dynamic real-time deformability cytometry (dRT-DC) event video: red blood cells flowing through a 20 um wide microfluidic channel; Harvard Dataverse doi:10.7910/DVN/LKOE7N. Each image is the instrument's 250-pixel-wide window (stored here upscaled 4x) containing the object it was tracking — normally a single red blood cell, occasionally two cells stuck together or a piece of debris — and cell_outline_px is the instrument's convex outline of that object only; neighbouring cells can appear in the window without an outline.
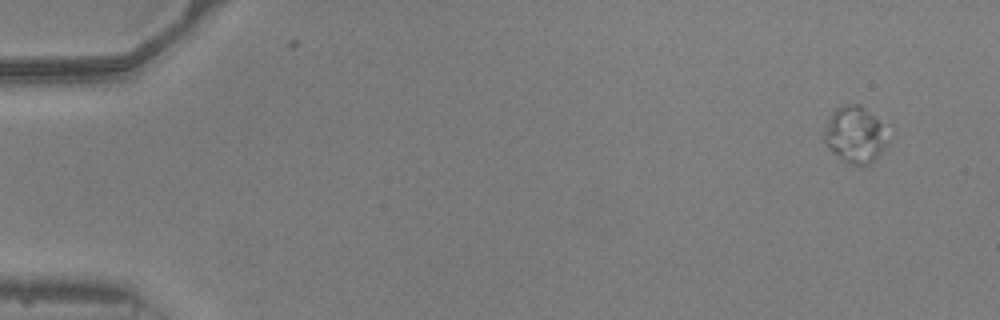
{"species": "common noctule bat (a hibernating species)", "species_latin": "Nyctalus noctula", "temperature_condition": "warm", "stored_images_in_passage": 18, "camera_frame_rate_fps": 3000, "um_per_image_px": 0.085, "animal": {"sex": "male", "body_mass_g": 20.5, "forearm_length_mm": 52.5}, "frame": {"image": 1, "passage_image": 1, "time_ms": 0.0, "image_size_px": [1000, 320], "cell_outline_px": [[884, 144], [880, 152], [868, 164], [852, 164], [844, 160], [832, 152], [824, 144], [824, 132], [828, 120], [832, 112], [836, 108], [848, 104], [860, 104], [880, 124]], "centroid_in_image_um": [72.56, 11.44], "position_along_channel_um": 12.4, "area_um2": 19.65}}
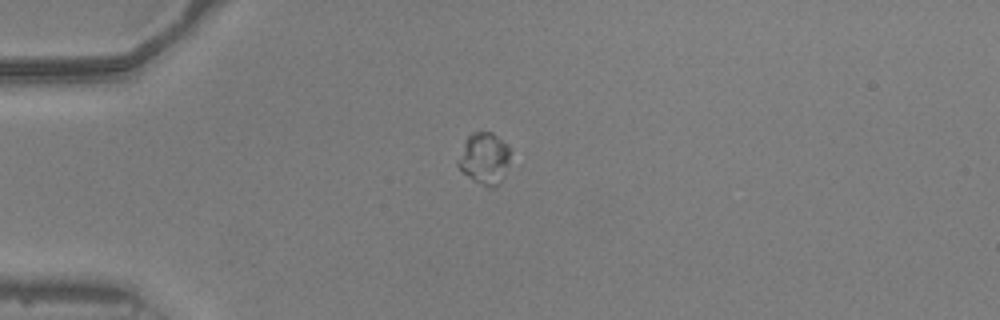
{"frame": {"image": 2, "passage_image": 12, "time_ms": 3.667, "image_size_px": [1000, 320], "cell_outline_px": [[508, 160], [504, 176], [500, 184], [496, 188], [488, 188], [468, 176], [456, 164], [456, 160], [468, 136], [472, 132], [492, 132], [508, 148]], "centroid_in_image_um": [41.14, 13.5], "position_along_channel_um": 43.9, "area_um2": 15.37}}
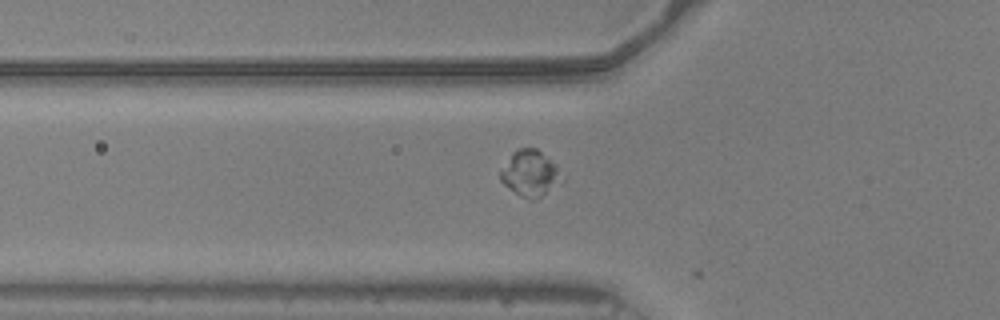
{"frame": {"image": 3, "passage_image": 17, "time_ms": 5.333, "image_size_px": [1000, 320], "cell_outline_px": [[556, 180], [536, 200], [528, 200], [504, 184], [500, 180], [500, 172], [512, 152], [520, 148], [536, 148], [556, 164]], "centroid_in_image_um": [44.94, 14.69], "position_along_channel_um": 80.9, "area_um2": 15.2}}